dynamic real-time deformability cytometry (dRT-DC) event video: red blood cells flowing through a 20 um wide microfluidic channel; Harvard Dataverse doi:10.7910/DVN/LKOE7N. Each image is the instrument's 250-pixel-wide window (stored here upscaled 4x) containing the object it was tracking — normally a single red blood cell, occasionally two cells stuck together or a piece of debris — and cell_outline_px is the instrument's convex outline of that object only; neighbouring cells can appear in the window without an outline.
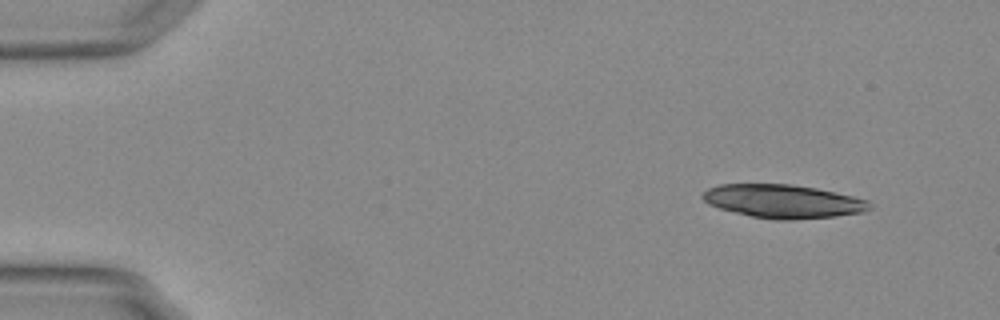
{"species": "Egyptian fruit bat (a non-hibernating species)", "species_latin": "Rousettus aegyptiacus", "temperature_condition": "warm", "stored_images_in_passage": 36, "camera_frame_rate_fps": 3000, "um_per_image_px": 0.085, "animal": {"sex": "female"}, "frame": {"image": 1, "passage_image": 1, "time_ms": 0.0, "image_size_px": [1000, 320], "cell_outline_px": [[872, 208], [864, 212], [836, 216], [792, 220], [772, 220], [752, 216], [720, 208], [708, 204], [700, 196], [708, 188], [720, 184], [792, 184], [816, 188], [852, 196], [868, 200], [872, 204]], "centroid_in_image_um": [66.58, 17.11], "position_along_channel_um": 18.4, "area_um2": 32.6}}